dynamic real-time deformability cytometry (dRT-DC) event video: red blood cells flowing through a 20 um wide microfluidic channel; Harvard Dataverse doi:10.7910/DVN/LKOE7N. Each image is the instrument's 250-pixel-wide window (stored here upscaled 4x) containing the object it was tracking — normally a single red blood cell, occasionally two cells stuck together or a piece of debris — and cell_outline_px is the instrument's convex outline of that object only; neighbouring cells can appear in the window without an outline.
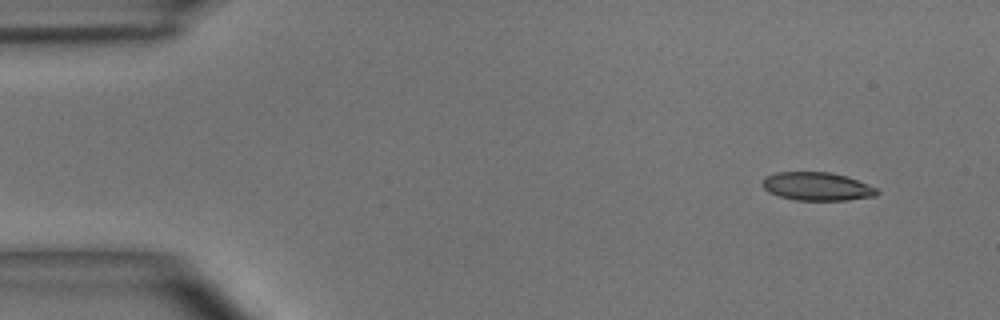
{"species": "common noctule bat (a hibernating species)", "species_latin": "Nyctalus noctula", "temperature_condition": "room temperature", "stored_images_in_passage": 4, "camera_frame_rate_fps": 3000, "um_per_image_px": 0.085, "animal": {"sex": "male", "body_mass_g": 15.6}, "frame": {"image": 1, "passage_image": 1, "time_ms": 0.0, "image_size_px": [1000, 320], "cell_outline_px": [[880, 192], [876, 196], [848, 200], [796, 200], [780, 196], [768, 192], [760, 184], [760, 180], [764, 176], [776, 172], [832, 172], [848, 176], [876, 188]], "centroid_in_image_um": [69.41, 15.83], "position_along_channel_um": 15.6, "area_um2": 19.13}}
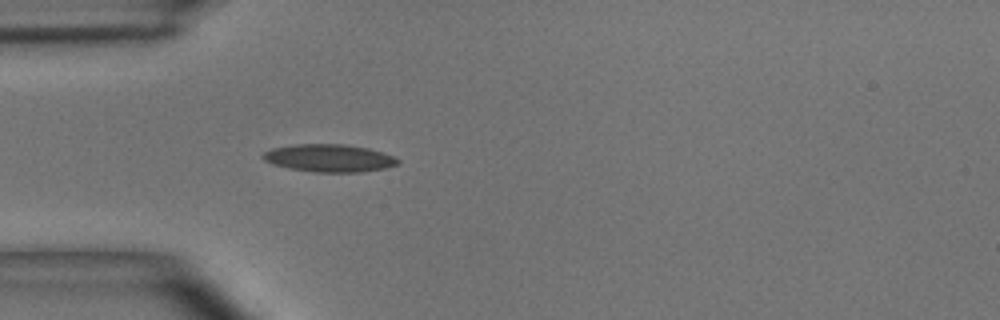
{"frame": {"image": 2, "passage_image": 4, "time_ms": 1.0, "image_size_px": [1000, 320], "cell_outline_px": [[400, 160], [396, 164], [384, 168], [364, 172], [312, 172], [288, 168], [272, 164], [264, 160], [260, 156], [264, 152], [272, 148], [292, 144], [344, 144], [368, 148], [392, 156]], "centroid_in_image_um": [27.92, 13.44], "position_along_channel_um": 57.1, "area_um2": 21.73}}